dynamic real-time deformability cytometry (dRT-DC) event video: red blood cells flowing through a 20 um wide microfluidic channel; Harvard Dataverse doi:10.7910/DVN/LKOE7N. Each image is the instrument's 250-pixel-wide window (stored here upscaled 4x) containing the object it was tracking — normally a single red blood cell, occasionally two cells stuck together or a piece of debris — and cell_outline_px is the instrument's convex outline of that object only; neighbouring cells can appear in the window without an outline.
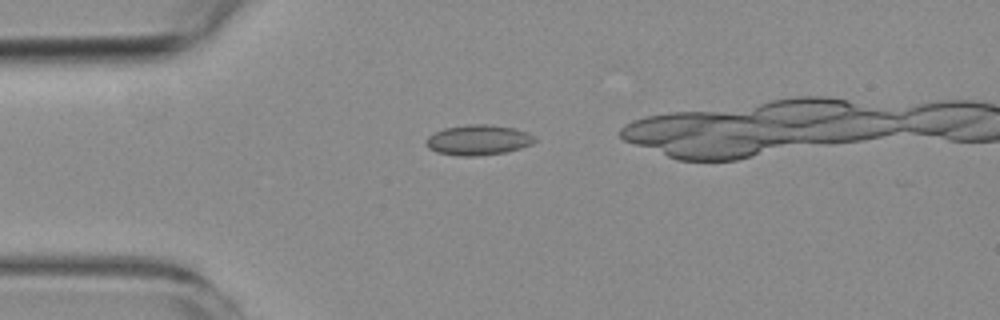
{"species": "common noctule bat (a hibernating species)", "species_latin": "Nyctalus noctula", "temperature_condition": "room temperature", "stored_images_in_passage": 5, "camera_frame_rate_fps": 3000, "um_per_image_px": 0.085, "animal": {"sex": "female", "body_mass_g": 19.3, "forearm_length_mm": 54.1}, "frame": {"image": 1, "passage_image": 1, "time_ms": 0.0, "image_size_px": [1000, 320], "cell_outline_px": [[536, 140], [532, 144], [520, 148], [504, 152], [480, 156], [456, 156], [436, 152], [428, 148], [424, 144], [424, 140], [428, 136], [444, 128], [468, 124], [484, 124], [512, 128], [528, 132]], "centroid_in_image_um": [40.59, 11.91], "position_along_channel_um": 44.4, "area_um2": 19.19}}
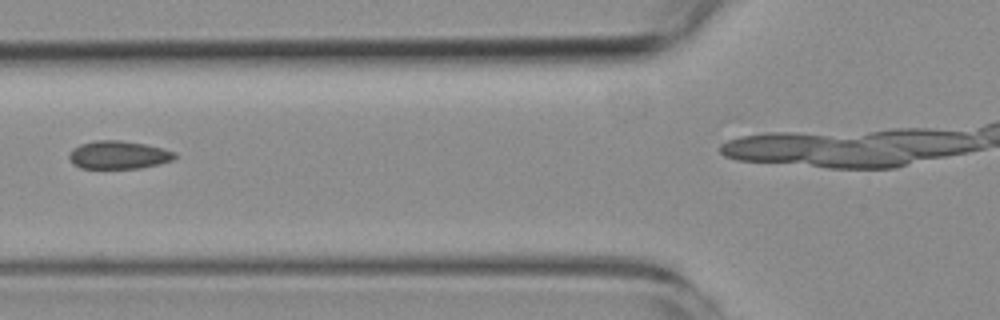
{"frame": {"image": 2, "passage_image": 3, "time_ms": 2.333, "image_size_px": [1000, 320], "cell_outline_px": [[176, 156], [172, 160], [140, 168], [80, 168], [72, 164], [68, 156], [68, 152], [72, 148], [80, 144], [96, 140], [120, 140], [144, 144], [164, 148], [176, 152]], "centroid_in_image_um": [10.03, 13.16], "position_along_channel_um": 115.8, "area_um2": 17.34}}